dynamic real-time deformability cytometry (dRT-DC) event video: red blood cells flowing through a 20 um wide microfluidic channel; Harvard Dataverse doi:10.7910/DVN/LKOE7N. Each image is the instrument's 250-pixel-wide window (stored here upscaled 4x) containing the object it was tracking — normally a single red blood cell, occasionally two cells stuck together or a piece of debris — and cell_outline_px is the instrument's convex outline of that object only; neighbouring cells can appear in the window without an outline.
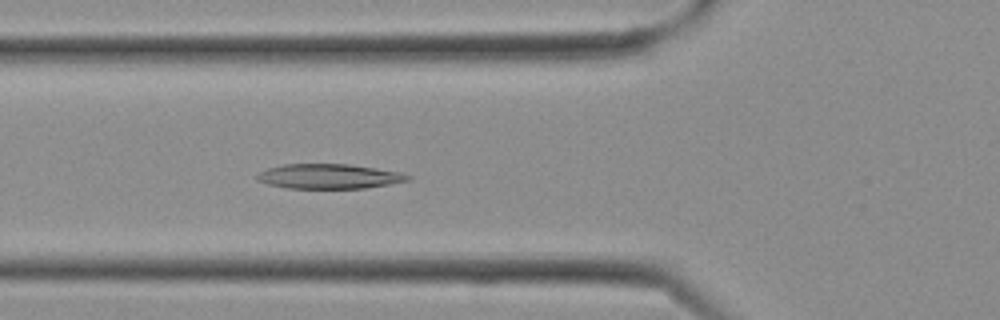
{"species": "Egyptian fruit bat (a non-hibernating species)", "species_latin": "Rousettus aegyptiacus", "temperature_condition": "cold", "stored_images_in_passage": 10, "camera_frame_rate_fps": 3000, "um_per_image_px": 0.085, "frame": {"image": 1, "passage_image": 10, "time_ms": 3.0, "image_size_px": [1000, 320], "cell_outline_px": [[412, 180], [364, 188], [288, 188], [268, 184], [256, 180], [256, 172], [268, 168], [284, 164], [348, 164], [376, 168], [400, 172], [412, 176]], "centroid_in_image_um": [27.95, 14.98], "position_along_channel_um": 97.8, "area_um2": 21.79}}